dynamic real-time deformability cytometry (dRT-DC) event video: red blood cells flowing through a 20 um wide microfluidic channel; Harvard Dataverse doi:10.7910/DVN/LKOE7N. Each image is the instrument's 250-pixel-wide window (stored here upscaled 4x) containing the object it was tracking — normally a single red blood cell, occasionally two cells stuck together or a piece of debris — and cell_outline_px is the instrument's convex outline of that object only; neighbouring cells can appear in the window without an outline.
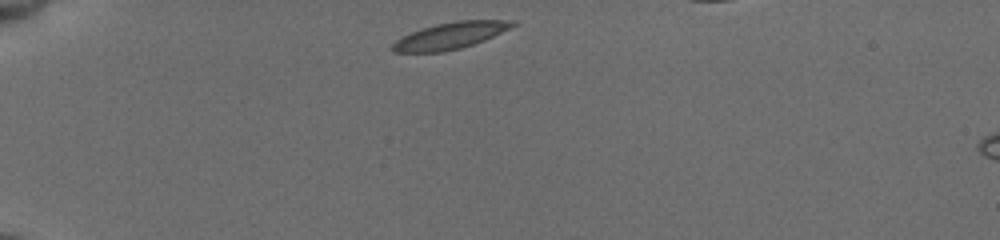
{"species": "common noctule bat (a hibernating species)", "species_latin": "Nyctalus noctula", "temperature_condition": "cold", "stored_images_in_passage": 47, "camera_frame_rate_fps": 3000, "um_per_image_px": 0.085, "animal": {"sex": "female", "body_mass_g": 19.5, "forearm_length_mm": 54.1}, "frame": {"image": 1, "passage_image": 1, "time_ms": 0.0, "image_size_px": [1000, 240], "cell_outline_px": [[520, 24], [484, 40], [460, 48], [444, 52], [392, 52], [392, 44], [396, 40], [412, 32], [436, 24], [456, 20], [516, 20]], "centroid_in_image_um": [38.34, 3.02], "position_along_channel_um": 46.7, "area_um2": 18.55}}
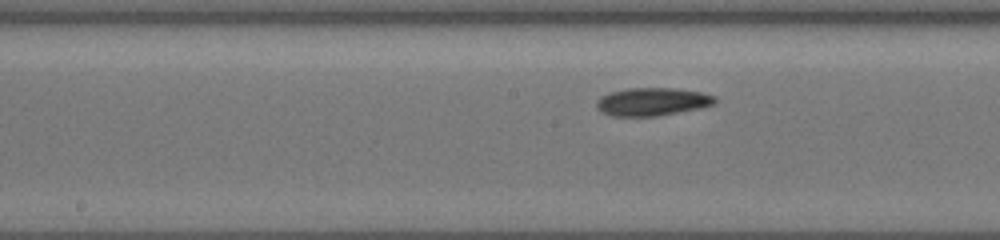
{"frame": {"image": 2, "passage_image": 19, "time_ms": 5.0, "image_size_px": [1000, 240], "cell_outline_px": [[716, 104], [700, 108], [656, 116], [612, 116], [600, 112], [596, 108], [596, 100], [600, 96], [612, 92], [628, 88], [676, 88], [700, 92], [716, 96]], "centroid_in_image_um": [55.43, 8.65], "position_along_channel_um": 192.8, "area_um2": 19.42}}
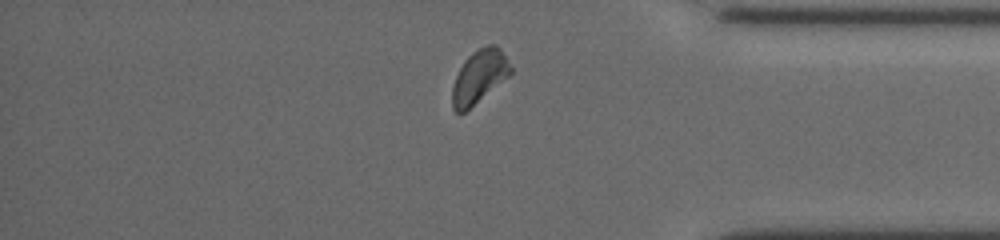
{"frame": {"image": 3, "passage_image": 38, "time_ms": 10.667, "image_size_px": [1000, 240], "cell_outline_px": [[512, 72], [508, 76], [464, 112], [456, 112], [452, 108], [452, 88], [456, 76], [464, 60], [472, 52], [488, 44], [496, 44], [500, 48], [512, 68]], "centroid_in_image_um": [40.72, 6.48], "position_along_channel_um": 394.5, "area_um2": 17.69}}